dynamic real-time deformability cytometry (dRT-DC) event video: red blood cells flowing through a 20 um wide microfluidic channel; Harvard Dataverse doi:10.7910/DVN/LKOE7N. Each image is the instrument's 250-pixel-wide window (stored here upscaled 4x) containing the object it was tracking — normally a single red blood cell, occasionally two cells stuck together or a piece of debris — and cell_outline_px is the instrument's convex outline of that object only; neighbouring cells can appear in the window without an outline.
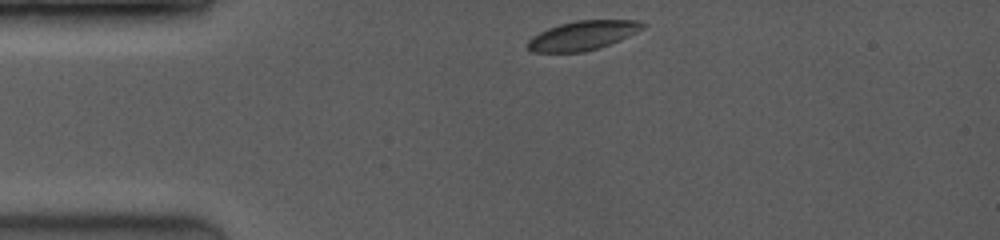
{"species": "common noctule bat (a hibernating species)", "species_latin": "Nyctalus noctula", "temperature_condition": "room temperature", "stored_images_in_passage": 12, "camera_frame_rate_fps": 3500, "um_per_image_px": 0.085, "animal": {"sex": "female", "body_mass_g": 19.0, "forearm_length_mm": 53.3}, "frame": {"image": 1, "passage_image": 1, "time_ms": 0.0, "image_size_px": [1000, 240], "cell_outline_px": [[648, 24], [644, 28], [620, 40], [600, 48], [584, 52], [532, 52], [528, 48], [528, 40], [532, 36], [548, 28], [560, 24], [576, 20], [636, 20]], "centroid_in_image_um": [49.55, 3.01], "position_along_channel_um": 35.4, "area_um2": 19.59}}
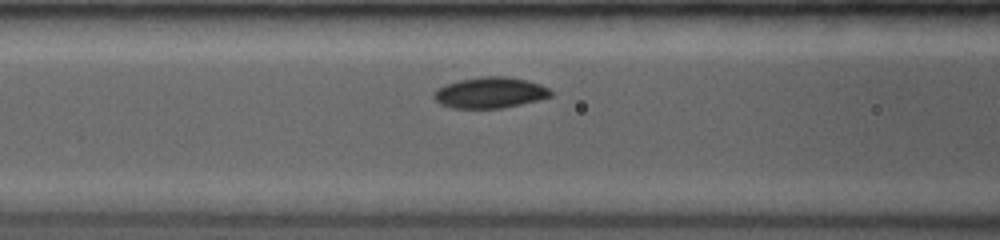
{"frame": {"image": 2, "passage_image": 6, "time_ms": 3.143, "image_size_px": [1000, 240], "cell_outline_px": [[552, 96], [520, 104], [500, 108], [452, 108], [440, 104], [432, 96], [436, 88], [444, 84], [460, 80], [480, 76], [508, 76], [528, 80], [540, 84], [548, 88], [552, 92]], "centroid_in_image_um": [41.62, 7.86], "position_along_channel_um": 125.0, "area_um2": 21.15}}
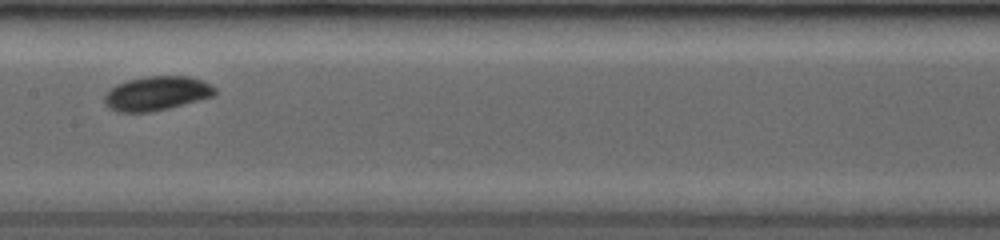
{"frame": {"image": 3, "passage_image": 9, "time_ms": 4.857, "image_size_px": [1000, 240], "cell_outline_px": [[216, 92], [212, 96], [168, 108], [152, 112], [116, 112], [108, 108], [104, 104], [104, 96], [116, 84], [128, 80], [144, 76], [188, 76], [204, 80], [216, 88]], "centroid_in_image_um": [13.29, 7.93], "position_along_channel_um": 194.1, "area_um2": 22.02}}